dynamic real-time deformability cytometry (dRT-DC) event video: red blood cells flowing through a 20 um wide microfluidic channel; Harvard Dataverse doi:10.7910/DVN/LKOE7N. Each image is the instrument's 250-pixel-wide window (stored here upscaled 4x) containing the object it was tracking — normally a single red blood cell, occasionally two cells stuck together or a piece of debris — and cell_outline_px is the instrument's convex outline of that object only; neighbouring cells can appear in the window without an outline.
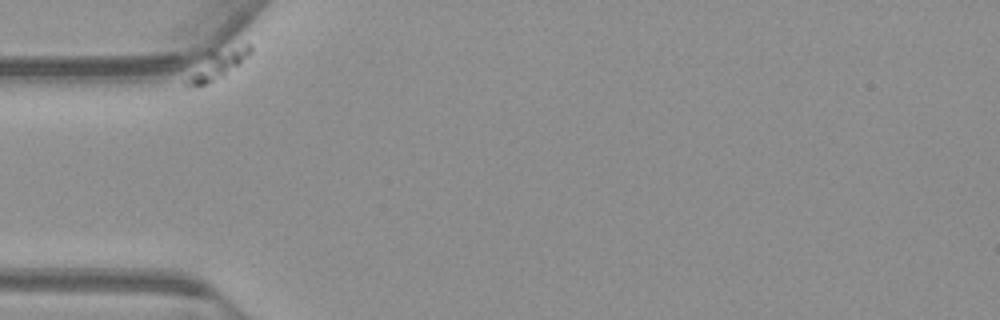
{"species": "common noctule bat (a hibernating species)", "species_latin": "Nyctalus noctula", "temperature_condition": "warm", "stored_images_in_passage": 41, "camera_frame_rate_fps": 3000, "um_per_image_px": 0.085, "animal": {"sex": "male", "body_mass_g": 23.1, "forearm_length_mm": 52.7}, "frame": {"image": 1, "passage_image": 1, "time_ms": 0.0, "image_size_px": [1000, 320], "cell_outline_px": [[252, 52], [240, 64], [224, 76], [208, 84], [188, 88], [184, 84], [208, 52], [244, 44], [252, 44]], "centroid_in_image_um": [18.55, 5.5], "position_along_channel_um": 66.4, "area_um2": 10.46}}
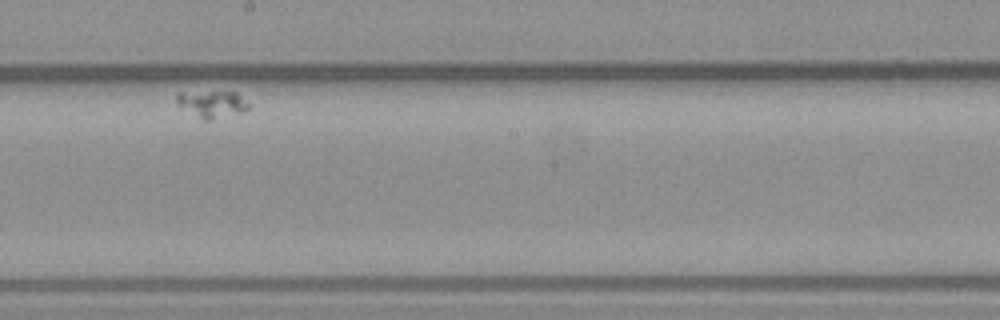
{"frame": {"image": 2, "passage_image": 24, "time_ms": 7.667, "image_size_px": [1000, 320], "cell_outline_px": [[248, 108], [244, 112], [212, 120], [204, 120], [180, 108], [176, 104], [176, 96], [180, 92], [236, 92], [248, 104]], "centroid_in_image_um": [17.98, 8.86], "position_along_channel_um": 230.2, "area_um2": 11.33}}
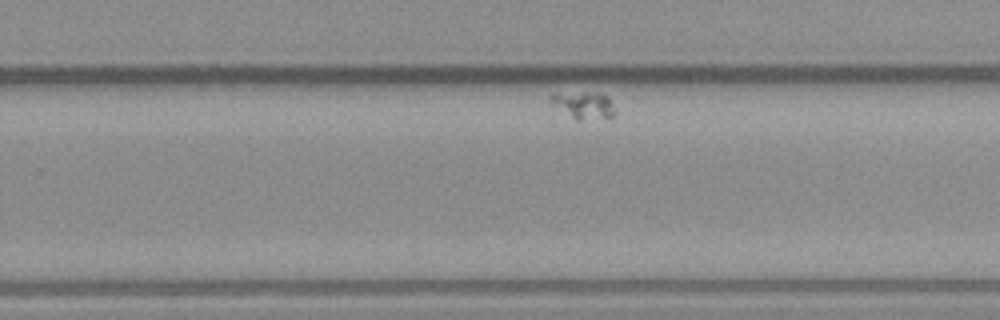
{"frame": {"image": 3, "passage_image": 30, "time_ms": 9.667, "image_size_px": [1000, 320], "cell_outline_px": [[616, 112], [612, 116], [580, 120], [576, 120], [552, 104], [548, 96], [552, 92], [600, 92], [608, 96]], "centroid_in_image_um": [49.57, 8.89], "position_along_channel_um": 280.2, "area_um2": 10.29}}